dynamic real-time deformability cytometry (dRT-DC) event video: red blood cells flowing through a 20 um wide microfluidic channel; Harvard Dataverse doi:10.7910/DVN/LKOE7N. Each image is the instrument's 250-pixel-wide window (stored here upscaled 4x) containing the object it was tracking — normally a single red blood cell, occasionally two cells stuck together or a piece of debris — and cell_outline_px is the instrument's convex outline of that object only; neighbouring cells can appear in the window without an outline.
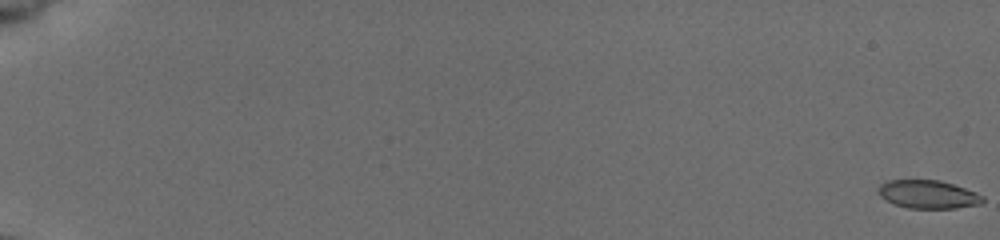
{"species": "common noctule bat (a hibernating species)", "species_latin": "Nyctalus noctula", "temperature_condition": "cold", "stored_images_in_passage": 52, "camera_frame_rate_fps": 3000, "um_per_image_px": 0.085, "animal": {"sex": "female", "body_mass_g": 19.5, "forearm_length_mm": 54.1}, "frame": {"image": 1, "passage_image": 1, "time_ms": 0.0, "image_size_px": [1000, 240], "cell_outline_px": [[984, 200], [980, 204], [956, 208], [908, 208], [892, 204], [880, 196], [880, 184], [888, 180], [940, 180], [976, 192], [984, 196]], "centroid_in_image_um": [78.9, 16.52], "position_along_channel_um": 6.1, "area_um2": 17.11}}
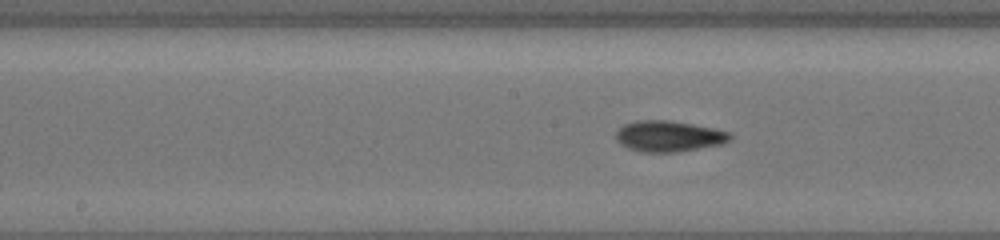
{"frame": {"image": 2, "passage_image": 30, "time_ms": 9.667, "image_size_px": [1000, 240], "cell_outline_px": [[732, 140], [724, 144], [680, 152], [640, 152], [628, 148], [620, 144], [616, 140], [616, 132], [624, 124], [636, 120], [668, 120], [692, 124], [712, 128], [728, 132], [732, 136]], "centroid_in_image_um": [56.85, 11.59], "position_along_channel_um": 191.3, "area_um2": 20.75}}
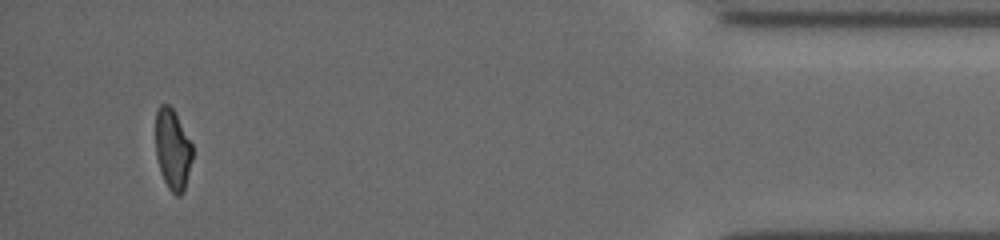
{"frame": {"image": 3, "passage_image": 52, "time_ms": 17.0, "image_size_px": [1000, 240], "cell_outline_px": [[192, 160], [184, 192], [180, 196], [176, 196], [168, 188], [160, 172], [156, 156], [156, 112], [160, 104], [168, 104], [172, 108], [192, 144]], "centroid_in_image_um": [14.67, 12.74], "position_along_channel_um": 420.5, "area_um2": 17.28}, "authors_computed_cell_mechanics": {"area_um2": 18.7272, "velocity_mm_per_s": 3.9011, "shape_relaxation_time_tau1_ms": 4.6892, "shape_relaxation_time_tau2_ms": 4.1998, "deformation_change_tau1": 0.1256, "deformation_change_tau2": 0.094}}